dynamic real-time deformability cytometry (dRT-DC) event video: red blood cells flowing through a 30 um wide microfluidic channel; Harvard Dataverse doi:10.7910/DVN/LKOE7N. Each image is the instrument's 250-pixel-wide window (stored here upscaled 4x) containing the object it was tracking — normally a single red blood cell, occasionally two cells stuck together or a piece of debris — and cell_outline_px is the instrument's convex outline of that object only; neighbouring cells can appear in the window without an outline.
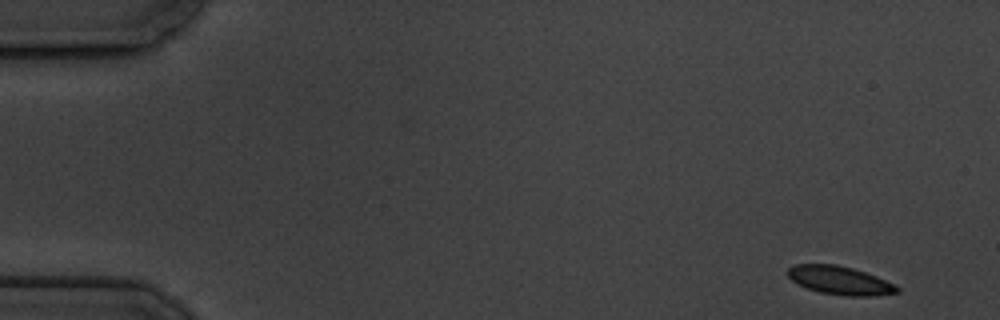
{"species": "common noctule bat (a hibernating species)", "species_latin": "Nyctalus noctula", "temperature_condition": "cold", "stored_images_in_passage": 5, "camera_frame_rate_fps": 3000, "um_per_image_px": 0.085, "animal": {"sex": "male", "body_mass_g": 19.5, "forearm_length_mm": 54.6}, "frame": {"image": 1, "passage_image": 1, "time_ms": 0.0, "image_size_px": [1000, 320], "cell_outline_px": [[900, 292], [872, 296], [848, 296], [820, 292], [796, 284], [784, 272], [788, 268], [796, 264], [836, 264], [852, 268], [876, 276], [900, 288]], "centroid_in_image_um": [71.34, 23.83], "position_along_channel_um": 13.7, "area_um2": 18.03}}
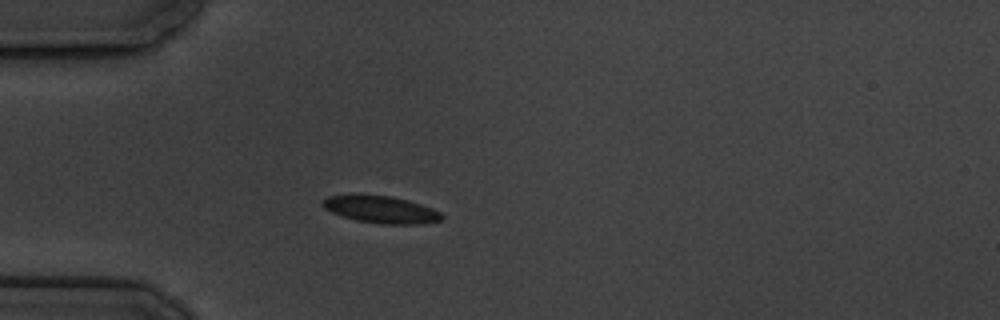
{"frame": {"image": 2, "passage_image": 5, "time_ms": 4.333, "image_size_px": [1000, 320], "cell_outline_px": [[444, 220], [424, 224], [380, 224], [356, 220], [332, 212], [324, 208], [320, 204], [320, 200], [328, 196], [356, 192], [392, 196], [408, 200], [432, 208], [440, 212], [444, 216]], "centroid_in_image_um": [32.34, 17.77], "position_along_channel_um": 52.7, "area_um2": 19.59}}